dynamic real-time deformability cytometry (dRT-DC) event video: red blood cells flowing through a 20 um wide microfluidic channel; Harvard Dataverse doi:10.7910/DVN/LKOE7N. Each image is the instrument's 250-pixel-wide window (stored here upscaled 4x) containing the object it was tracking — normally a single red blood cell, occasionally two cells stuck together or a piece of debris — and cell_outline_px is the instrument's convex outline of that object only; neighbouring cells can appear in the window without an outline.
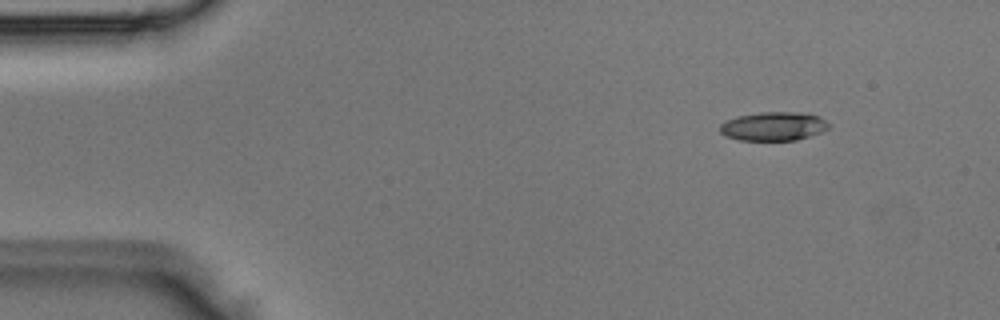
{"species": "Egyptian fruit bat (a non-hibernating species)", "species_latin": "Rousettus aegyptiacus", "temperature_condition": "room temperature", "stored_images_in_passage": 3, "camera_frame_rate_fps": 3000, "um_per_image_px": 0.085, "animal": {"sex": "male"}, "frame": {"image": 1, "passage_image": 1, "time_ms": 0.0, "image_size_px": [1000, 320], "cell_outline_px": [[828, 128], [820, 132], [796, 140], [740, 140], [724, 136], [720, 132], [720, 124], [736, 116], [760, 112], [808, 112], [820, 116], [828, 124]], "centroid_in_image_um": [65.73, 10.72], "position_along_channel_um": 19.3, "area_um2": 18.26}}